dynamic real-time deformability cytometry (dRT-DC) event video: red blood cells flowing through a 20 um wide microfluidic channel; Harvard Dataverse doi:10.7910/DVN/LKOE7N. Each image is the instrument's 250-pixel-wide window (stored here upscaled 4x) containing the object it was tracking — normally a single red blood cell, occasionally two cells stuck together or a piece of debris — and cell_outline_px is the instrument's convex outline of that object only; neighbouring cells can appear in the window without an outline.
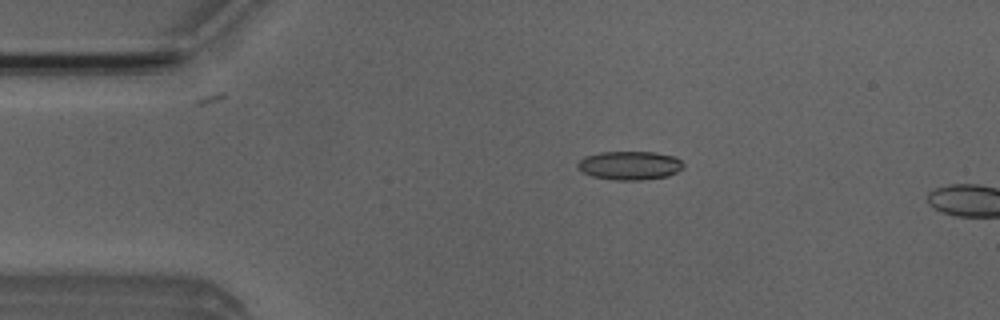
{"species": "Egyptian fruit bat (a non-hibernating species)", "species_latin": "Rousettus aegyptiacus", "temperature_condition": "room temperature", "stored_images_in_passage": 4, "camera_frame_rate_fps": 3000, "um_per_image_px": 0.085, "animal": {"sex": "male"}, "frame": {"image": 1, "passage_image": 3, "time_ms": 2.333, "image_size_px": [1000, 320], "cell_outline_px": [[684, 168], [668, 176], [640, 180], [616, 180], [592, 176], [584, 172], [576, 164], [584, 156], [600, 152], [656, 152], [676, 156], [684, 164]], "centroid_in_image_um": [53.56, 14.05], "position_along_channel_um": 31.4, "area_um2": 17.69}}